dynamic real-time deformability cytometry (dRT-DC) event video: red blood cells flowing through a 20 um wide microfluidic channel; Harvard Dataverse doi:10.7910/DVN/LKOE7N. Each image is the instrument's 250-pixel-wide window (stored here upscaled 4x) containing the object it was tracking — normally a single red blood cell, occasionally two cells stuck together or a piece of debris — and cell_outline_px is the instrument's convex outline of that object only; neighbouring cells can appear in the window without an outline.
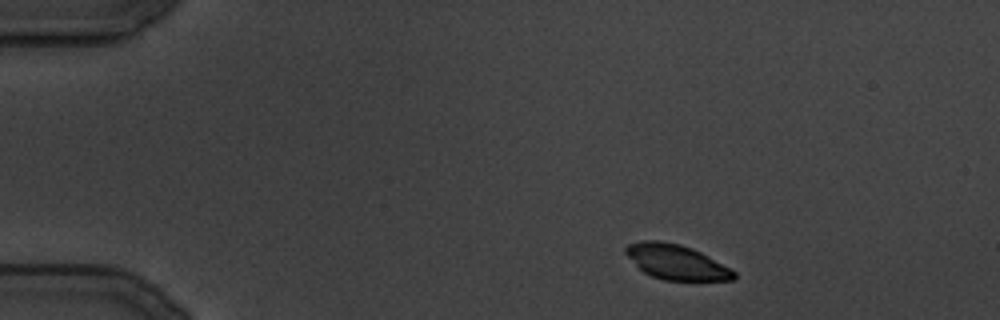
{"species": "common noctule bat (a hibernating species)", "species_latin": "Nyctalus noctula", "temperature_condition": "cold", "stored_images_in_passage": 108, "camera_frame_rate_fps": 3000, "um_per_image_px": 0.085, "animal": {"sex": "male", "body_mass_g": 19.5, "forearm_length_mm": 54.6}, "frame": {"image": 1, "passage_image": 1, "time_ms": 0.0, "image_size_px": [1000, 320], "cell_outline_px": [[736, 276], [732, 280], [664, 280], [652, 276], [644, 272], [624, 252], [624, 248], [628, 244], [640, 240], [660, 240], [680, 244], [692, 248], [732, 268], [736, 272]], "centroid_in_image_um": [57.49, 22.26], "position_along_channel_um": 27.5, "area_um2": 21.96}}
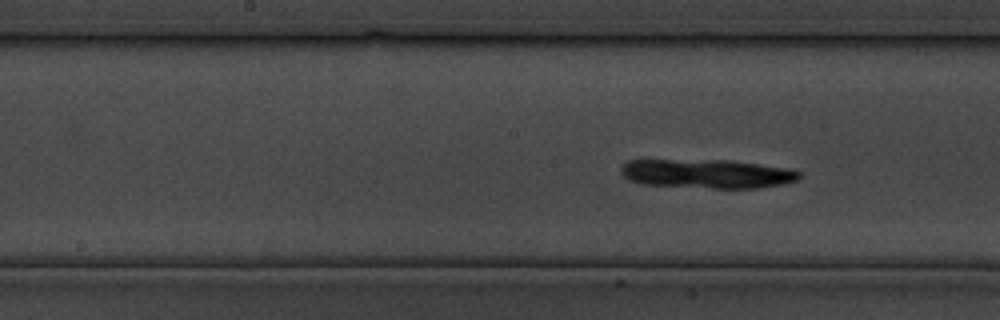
{"frame": {"image": 2, "passage_image": 45, "time_ms": 14.667, "image_size_px": [1000, 320], "cell_outline_px": [[800, 176], [796, 180], [784, 184], [756, 188], [712, 188], [644, 184], [628, 180], [620, 172], [620, 168], [628, 160], [728, 160], [792, 168], [800, 172]], "centroid_in_image_um": [60.12, 14.76], "position_along_channel_um": 188.1, "area_um2": 30.17}}
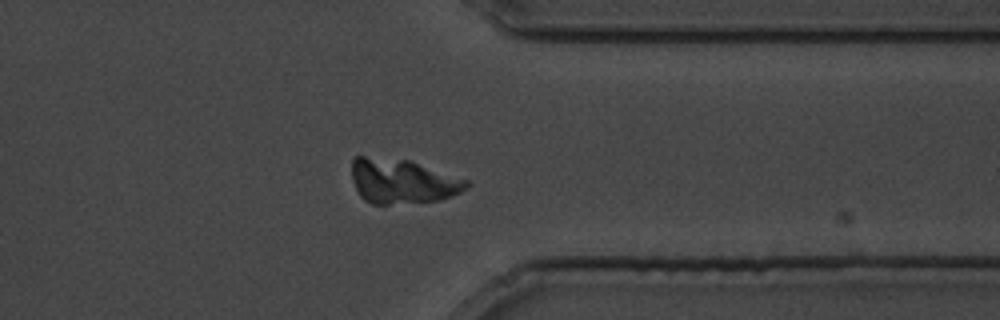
{"frame": {"image": 3, "passage_image": 81, "time_ms": 26.667, "image_size_px": [1000, 320], "cell_outline_px": [[468, 188], [452, 196], [440, 200], [388, 204], [372, 204], [364, 200], [360, 196], [352, 180], [352, 160], [356, 156], [364, 156], [408, 160], [468, 180]], "centroid_in_image_um": [34.18, 15.41], "position_along_channel_um": 377.2, "area_um2": 29.59}}